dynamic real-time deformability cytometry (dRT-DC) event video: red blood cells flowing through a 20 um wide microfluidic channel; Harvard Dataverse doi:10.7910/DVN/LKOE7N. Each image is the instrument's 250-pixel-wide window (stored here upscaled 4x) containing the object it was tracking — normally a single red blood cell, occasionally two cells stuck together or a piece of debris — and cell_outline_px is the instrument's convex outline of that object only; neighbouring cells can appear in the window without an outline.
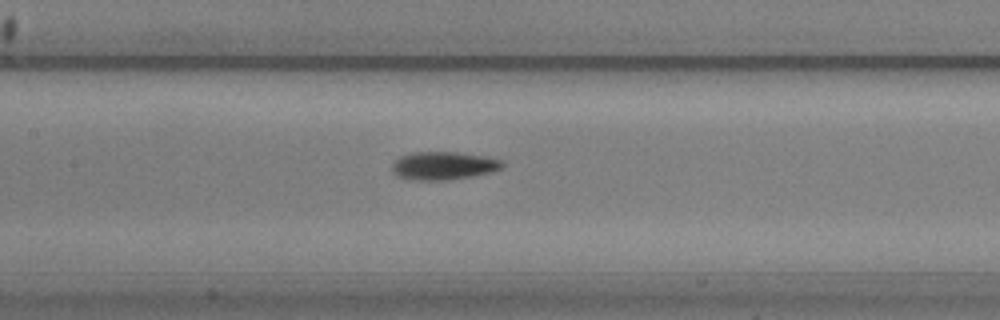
{"species": "common noctule bat (a hibernating species)", "species_latin": "Nyctalus noctula", "temperature_condition": "warm", "stored_images_in_passage": 40, "camera_frame_rate_fps": 3000, "um_per_image_px": 0.085, "animal": {"sex": "male", "body_mass_g": 20.5, "forearm_length_mm": 52.5}, "frame": {"image": 1, "passage_image": 10, "time_ms": 3.0, "image_size_px": [1000, 320], "cell_outline_px": [[504, 164], [500, 168], [488, 172], [472, 176], [452, 180], [412, 180], [396, 176], [392, 172], [392, 164], [400, 156], [412, 152], [456, 152], [484, 156], [500, 160]], "centroid_in_image_um": [37.63, 14.09], "position_along_channel_um": 169.8, "area_um2": 17.98}}
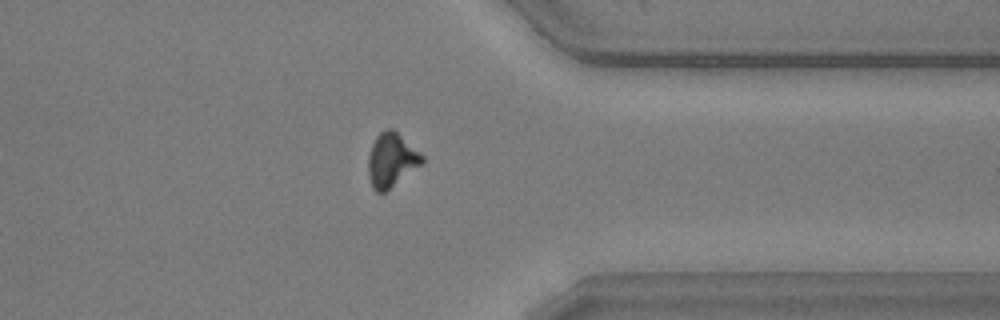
{"frame": {"image": 2, "passage_image": 28, "time_ms": 9.0, "image_size_px": [1000, 320], "cell_outline_px": [[424, 164], [384, 192], [376, 192], [372, 188], [368, 176], [368, 156], [372, 144], [376, 136], [380, 132], [388, 128], [392, 128], [420, 152], [424, 156]], "centroid_in_image_um": [33.28, 13.61], "position_along_channel_um": 378.1, "area_um2": 17.05}}
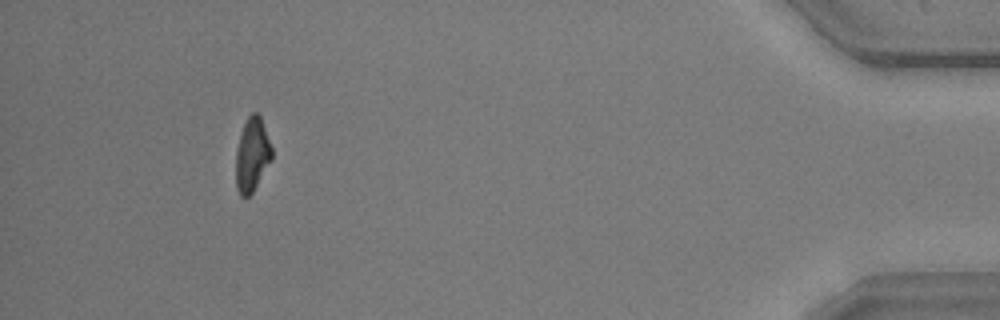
{"frame": {"image": 3, "passage_image": 36, "time_ms": 11.667, "image_size_px": [1000, 320], "cell_outline_px": [[272, 160], [252, 192], [244, 200], [240, 196], [236, 188], [236, 152], [240, 136], [244, 124], [248, 116], [252, 112], [256, 112], [260, 116], [272, 148]], "centroid_in_image_um": [21.42, 13.19], "position_along_channel_um": 413.8, "area_um2": 15.37}}